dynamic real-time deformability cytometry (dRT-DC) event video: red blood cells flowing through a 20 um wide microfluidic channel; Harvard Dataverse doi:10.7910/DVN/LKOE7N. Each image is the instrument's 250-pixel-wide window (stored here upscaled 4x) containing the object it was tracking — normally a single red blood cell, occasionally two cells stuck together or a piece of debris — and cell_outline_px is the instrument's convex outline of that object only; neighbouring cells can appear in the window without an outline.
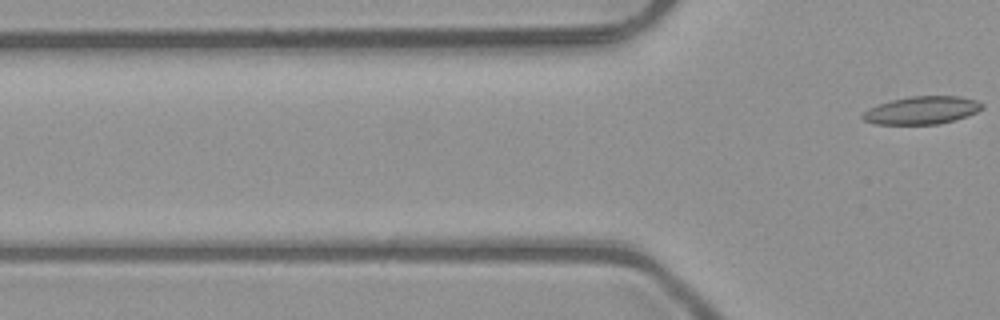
{"species": "common noctule bat (a hibernating species)", "species_latin": "Nyctalus noctula", "temperature_condition": "room temperature", "stored_images_in_passage": 5, "segment_of_instrument_passage": [2, 2], "camera_frame_rate_fps": 3000, "um_per_image_px": 0.085, "animal": {"sex": "male", "body_mass_g": 23.1, "forearm_length_mm": 52.7}, "frame": {"image": 1, "passage_image": 5, "time_ms": 1.333, "image_size_px": [1000, 320], "cell_outline_px": [[984, 108], [976, 112], [952, 120], [936, 124], [876, 124], [864, 120], [860, 116], [868, 108], [892, 100], [908, 96], [960, 96], [976, 100], [984, 104]], "centroid_in_image_um": [78.35, 9.36], "position_along_channel_um": 47.5, "area_um2": 19.19}}